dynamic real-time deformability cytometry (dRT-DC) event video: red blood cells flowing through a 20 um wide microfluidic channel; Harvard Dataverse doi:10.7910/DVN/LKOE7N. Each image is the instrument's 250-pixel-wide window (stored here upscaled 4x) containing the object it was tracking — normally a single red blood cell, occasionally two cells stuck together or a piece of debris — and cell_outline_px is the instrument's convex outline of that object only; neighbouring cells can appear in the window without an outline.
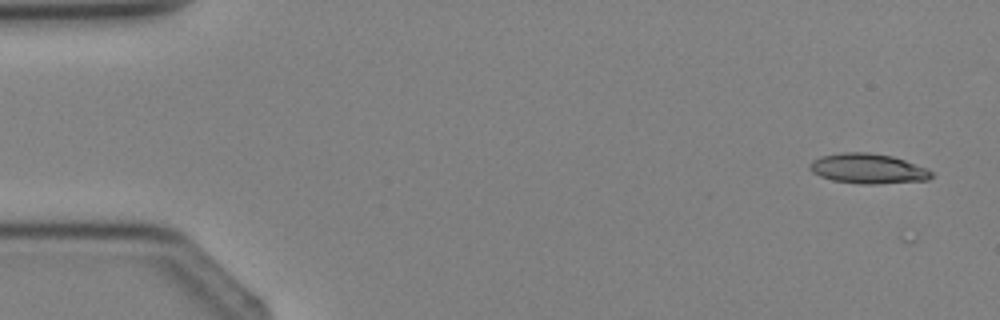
{"species": "Egyptian fruit bat (a non-hibernating species)", "species_latin": "Rousettus aegyptiacus", "temperature_condition": "cold", "stored_images_in_passage": 4, "camera_frame_rate_fps": 3000, "um_per_image_px": 0.085, "animal": {"sex": "female"}, "frame": {"image": 1, "passage_image": 1, "time_ms": 0.0, "image_size_px": [1000, 320], "cell_outline_px": [[936, 172], [928, 180], [876, 184], [860, 184], [832, 180], [820, 176], [812, 172], [808, 168], [808, 164], [812, 160], [820, 156], [844, 152], [868, 152], [892, 156], [928, 168]], "centroid_in_image_um": [73.78, 14.33], "position_along_channel_um": 11.2, "area_um2": 21.5}}
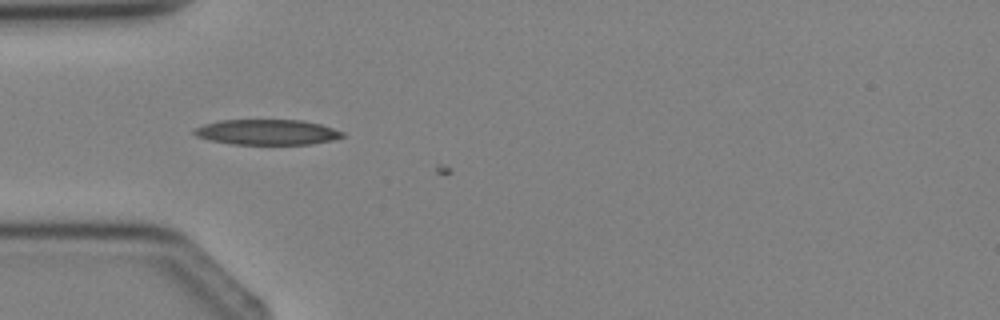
{"frame": {"image": 2, "passage_image": 4, "time_ms": 3.333, "image_size_px": [1000, 320], "cell_outline_px": [[344, 136], [332, 140], [312, 144], [232, 144], [208, 140], [196, 136], [192, 132], [192, 128], [204, 124], [220, 120], [304, 120], [320, 124], [344, 132]], "centroid_in_image_um": [22.66, 11.23], "position_along_channel_um": 62.3, "area_um2": 22.02}}